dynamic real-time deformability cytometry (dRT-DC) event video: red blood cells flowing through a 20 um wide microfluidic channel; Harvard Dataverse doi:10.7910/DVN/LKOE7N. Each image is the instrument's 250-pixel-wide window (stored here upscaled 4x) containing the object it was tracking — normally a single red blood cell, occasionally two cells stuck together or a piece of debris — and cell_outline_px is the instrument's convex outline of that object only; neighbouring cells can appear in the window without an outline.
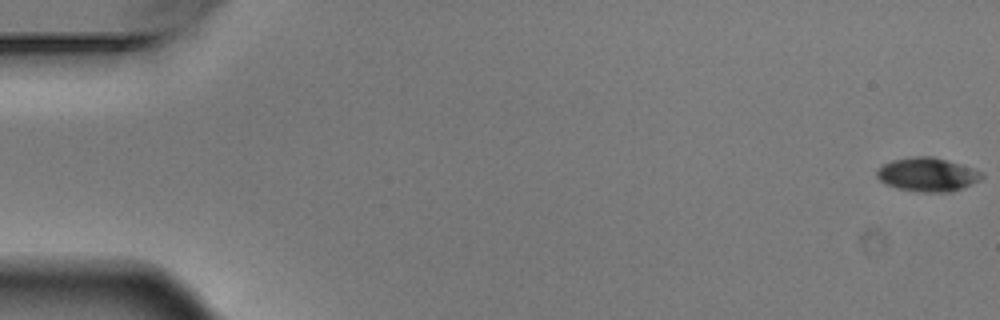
{"species": "Egyptian fruit bat (a non-hibernating species)", "species_latin": "Rousettus aegyptiacus", "temperature_condition": "warm", "stored_images_in_passage": 5, "camera_frame_rate_fps": 3000, "um_per_image_px": 0.085, "animal": {"sex": "male"}, "frame": {"image": 1, "passage_image": 1, "time_ms": 0.0, "image_size_px": [1000, 320], "cell_outline_px": [[984, 176], [980, 180], [952, 192], [924, 192], [896, 188], [884, 184], [876, 176], [876, 172], [884, 164], [892, 160], [912, 156], [932, 156], [960, 164], [972, 168], [980, 172]], "centroid_in_image_um": [78.81, 14.84], "position_along_channel_um": 6.2, "area_um2": 20.52}}
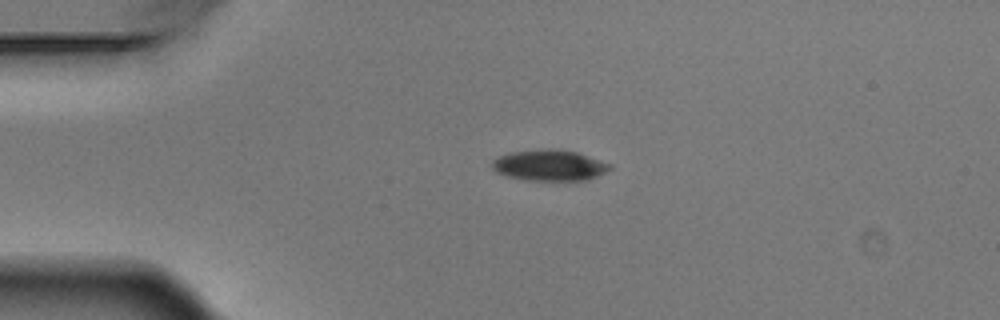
{"frame": {"image": 2, "passage_image": 4, "time_ms": 1.0, "image_size_px": [1000, 320], "cell_outline_px": [[612, 168], [588, 180], [528, 180], [508, 176], [496, 172], [492, 168], [492, 160], [500, 156], [512, 152], [544, 148], [560, 148], [576, 152], [612, 164]], "centroid_in_image_um": [46.71, 14.03], "position_along_channel_um": 38.3, "area_um2": 21.21}}